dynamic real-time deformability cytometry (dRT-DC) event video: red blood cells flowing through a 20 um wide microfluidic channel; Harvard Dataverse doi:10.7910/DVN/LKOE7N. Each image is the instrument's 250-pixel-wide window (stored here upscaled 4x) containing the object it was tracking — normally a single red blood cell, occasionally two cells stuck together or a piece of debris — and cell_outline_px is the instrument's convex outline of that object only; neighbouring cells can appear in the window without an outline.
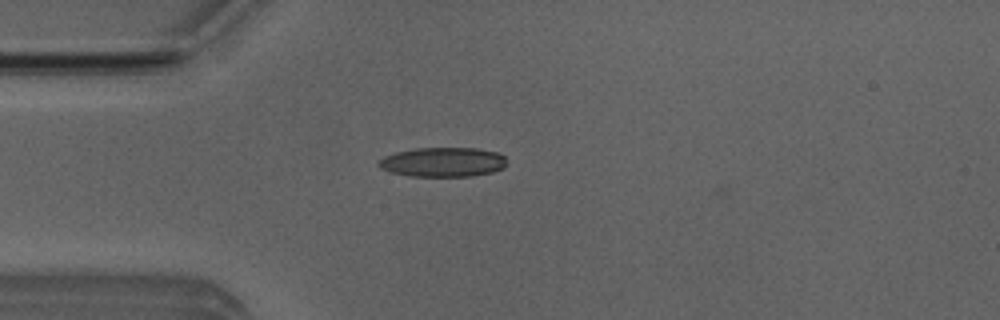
{"species": "Egyptian fruit bat (a non-hibernating species)", "species_latin": "Rousettus aegyptiacus", "temperature_condition": "room temperature", "stored_images_in_passage": 40, "camera_frame_rate_fps": 3000, "um_per_image_px": 0.085, "animal": {"sex": "male"}, "frame": {"image": 1, "passage_image": 2, "time_ms": 0.333, "image_size_px": [1000, 320], "cell_outline_px": [[504, 168], [492, 172], [472, 176], [408, 176], [392, 172], [380, 168], [376, 164], [384, 156], [396, 152], [416, 148], [476, 148], [496, 152], [504, 156]], "centroid_in_image_um": [37.62, 13.78], "position_along_channel_um": 47.4, "area_um2": 21.91}}
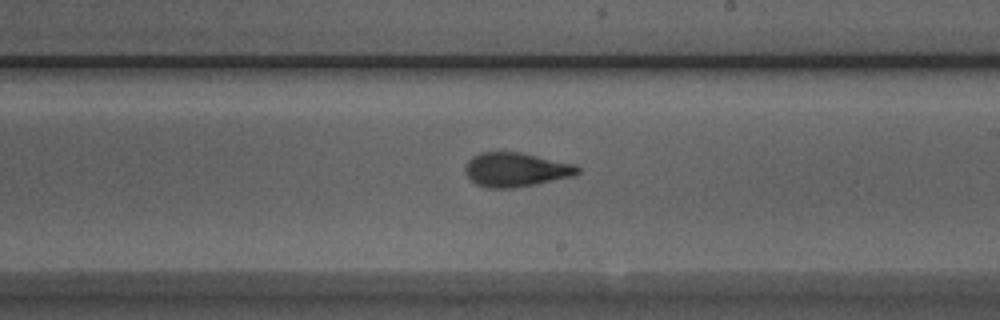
{"frame": {"image": 2, "passage_image": 18, "time_ms": 5.667, "image_size_px": [1000, 320], "cell_outline_px": [[580, 172], [572, 176], [512, 188], [488, 188], [476, 184], [464, 172], [464, 168], [468, 160], [472, 156], [480, 152], [520, 152], [576, 164], [580, 168]], "centroid_in_image_um": [43.82, 14.4], "position_along_channel_um": 245.2, "area_um2": 22.25}}
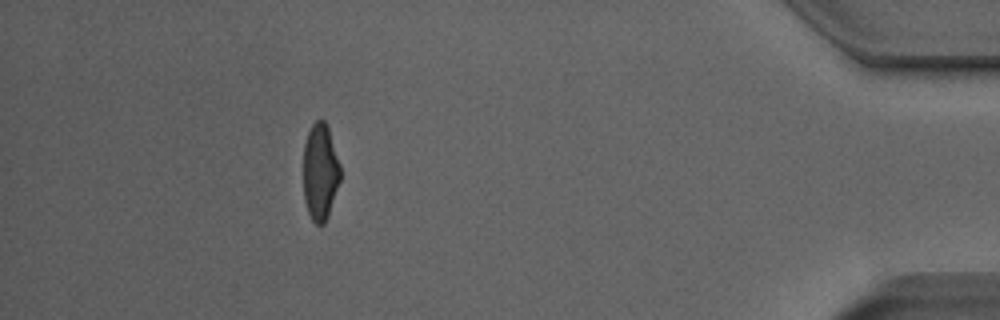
{"frame": {"image": 3, "passage_image": 35, "time_ms": 11.333, "image_size_px": [1000, 320], "cell_outline_px": [[340, 180], [328, 216], [324, 224], [316, 224], [312, 220], [308, 212], [304, 200], [304, 144], [308, 132], [312, 124], [316, 120], [324, 120], [328, 128], [340, 164]], "centroid_in_image_um": [27.21, 14.62], "position_along_channel_um": 408.0, "area_um2": 20.69}, "authors_computed_cell_mechanics": {"area_um2": 21.8773, "velocity_mm_per_s": 3.9371, "shape_relaxation_time_tau1_ms": 6.1764, "shape_relaxation_time_tau2_ms": 1.796, "deformation_change_tau1": 0.1983, "deformation_change_tau2": 0.1041}}